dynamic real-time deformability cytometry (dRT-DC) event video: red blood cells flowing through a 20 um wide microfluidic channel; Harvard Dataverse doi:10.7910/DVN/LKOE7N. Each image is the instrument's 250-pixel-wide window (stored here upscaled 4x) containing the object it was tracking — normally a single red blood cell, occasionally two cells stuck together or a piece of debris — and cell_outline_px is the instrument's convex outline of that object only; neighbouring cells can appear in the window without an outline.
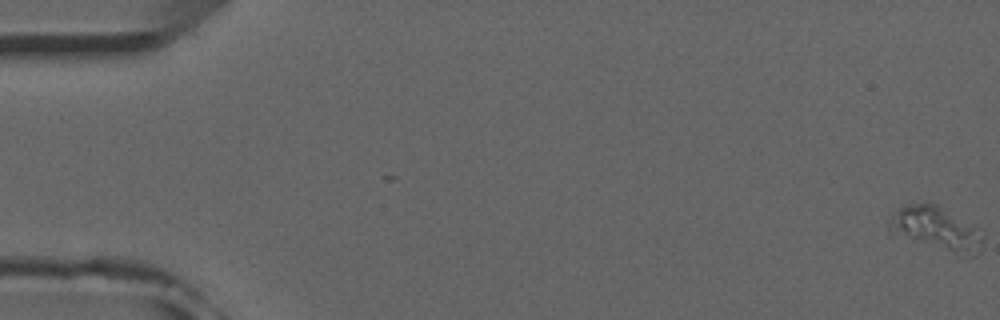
{"species": "common noctule bat (a hibernating species)", "species_latin": "Nyctalus noctula", "temperature_condition": "room temperature", "stored_images_in_passage": 53, "camera_frame_rate_fps": 3000, "um_per_image_px": 0.085, "animal": {"sex": "male", "forearm_length_mm": 52.5}, "frame": {"image": 1, "passage_image": 1, "time_ms": 0.0, "image_size_px": [1000, 320], "cell_outline_px": [[984, 240], [976, 256], [964, 260], [956, 260], [888, 236], [888, 220], [900, 208], [908, 204], [936, 204], [972, 228]], "centroid_in_image_um": [79.45, 19.66], "position_along_channel_um": 5.5, "area_um2": 25.37}}
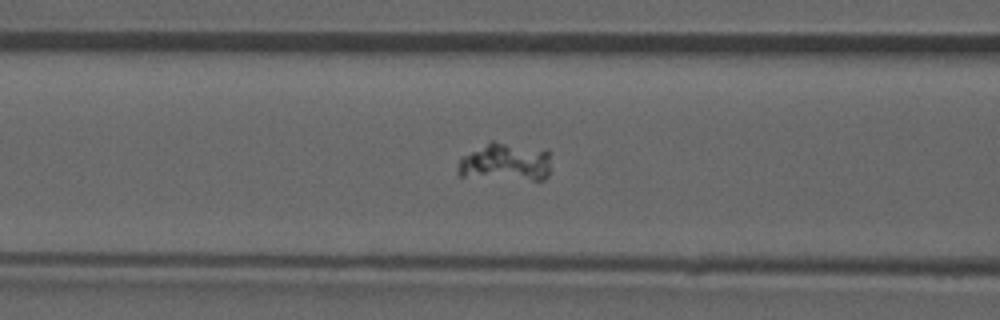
{"frame": {"image": 2, "passage_image": 22, "time_ms": 7.0, "image_size_px": [1000, 320], "cell_outline_px": [[548, 176], [544, 180], [532, 180], [460, 176], [456, 172], [460, 156], [492, 140], [548, 152]], "centroid_in_image_um": [42.86, 13.8], "position_along_channel_um": 123.7, "area_um2": 20.35}}
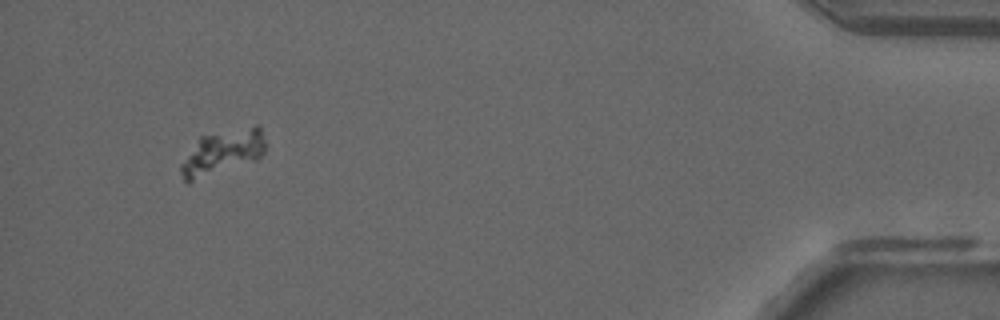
{"frame": {"image": 3, "passage_image": 50, "time_ms": 16.333, "image_size_px": [1000, 320], "cell_outline_px": [[264, 152], [256, 160], [188, 184], [184, 180], [180, 172], [180, 164], [200, 136], [256, 124], [260, 124], [264, 140]], "centroid_in_image_um": [18.9, 12.96], "position_along_channel_um": 416.3, "area_um2": 22.2}}